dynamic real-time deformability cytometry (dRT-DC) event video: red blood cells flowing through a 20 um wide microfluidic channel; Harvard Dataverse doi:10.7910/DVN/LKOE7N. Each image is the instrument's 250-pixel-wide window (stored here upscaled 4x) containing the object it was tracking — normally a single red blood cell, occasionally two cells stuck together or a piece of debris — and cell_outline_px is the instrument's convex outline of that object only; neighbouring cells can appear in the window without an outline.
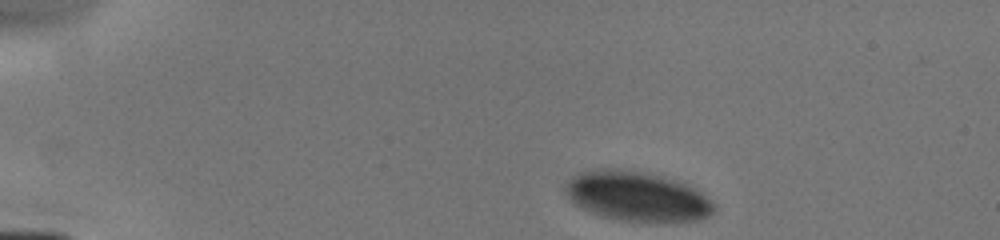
{"species": "human", "species_latin": "Homo sapiens", "temperature_condition": "cold", "stored_images_in_passage": 7, "camera_frame_rate_fps": 3000, "um_per_image_px": 0.085, "donor": {"sex": "male"}, "frame": {"image": 1, "passage_image": 1, "time_ms": 0.0, "image_size_px": [1000, 240], "cell_outline_px": [[716, 208], [708, 216], [700, 220], [620, 220], [600, 216], [576, 204], [568, 196], [564, 188], [572, 176], [580, 172], [600, 168], [620, 168], [644, 172], [692, 184], [712, 200], [716, 204]], "centroid_in_image_um": [54.19, 16.65], "position_along_channel_um": 30.8, "area_um2": 42.83}}
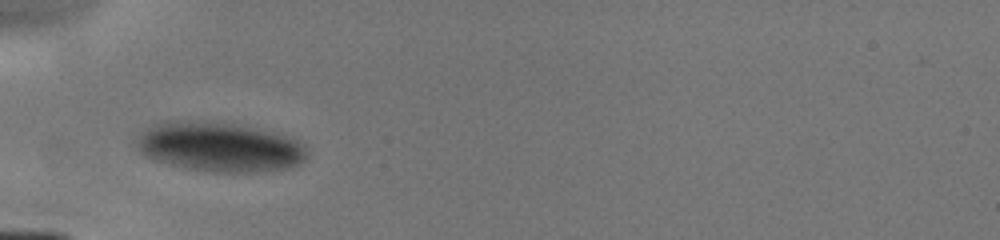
{"frame": {"image": 2, "passage_image": 4, "time_ms": 2.667, "image_size_px": [1000, 240], "cell_outline_px": [[308, 156], [300, 164], [288, 168], [256, 172], [212, 172], [184, 168], [156, 160], [140, 152], [136, 144], [136, 140], [144, 128], [164, 120], [216, 120], [280, 132], [300, 140], [308, 148]], "centroid_in_image_um": [18.72, 12.45], "position_along_channel_um": 66.3, "area_um2": 50.52}}
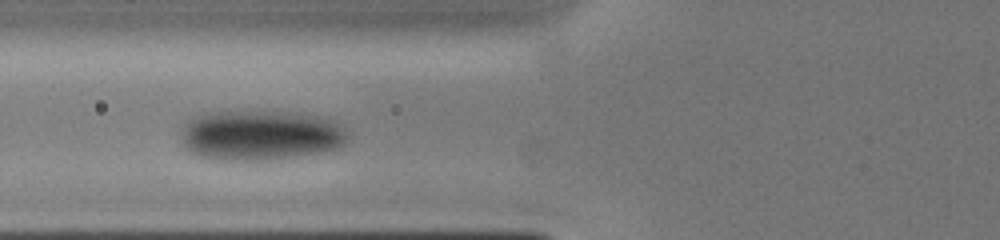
{"frame": {"image": 3, "passage_image": 5, "time_ms": 3.667, "image_size_px": [1000, 240], "cell_outline_px": [[348, 140], [340, 148], [324, 152], [296, 156], [264, 160], [224, 160], [196, 156], [184, 144], [184, 124], [188, 120], [204, 112], [224, 108], [288, 112], [316, 116], [332, 120], [348, 132]], "centroid_in_image_um": [22.13, 11.45], "position_along_channel_um": 103.7, "area_um2": 49.59}}